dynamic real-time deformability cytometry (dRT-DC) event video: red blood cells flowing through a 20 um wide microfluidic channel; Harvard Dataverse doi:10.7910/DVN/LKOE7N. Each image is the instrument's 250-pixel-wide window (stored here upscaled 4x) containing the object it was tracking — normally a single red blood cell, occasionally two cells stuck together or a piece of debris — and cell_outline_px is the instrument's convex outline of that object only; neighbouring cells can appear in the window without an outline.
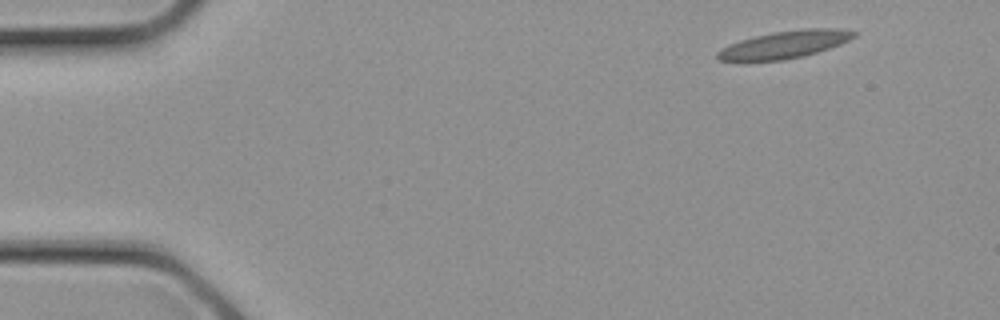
{"species": "common noctule bat (a hibernating species)", "species_latin": "Nyctalus noctula", "temperature_condition": "cold", "stored_images_in_passage": 7, "camera_frame_rate_fps": 3000, "um_per_image_px": 0.085, "animal": {"sex": "female", "body_mass_g": 21.9}, "frame": {"image": 1, "passage_image": 1, "time_ms": 0.0, "image_size_px": [1000, 320], "cell_outline_px": [[856, 36], [840, 44], [804, 56], [784, 60], [744, 64], [740, 64], [716, 60], [716, 52], [720, 48], [728, 44], [740, 40], [756, 36], [776, 32], [804, 28], [836, 28], [856, 32]], "centroid_in_image_um": [66.53, 3.85], "position_along_channel_um": 18.5, "area_um2": 22.6}}
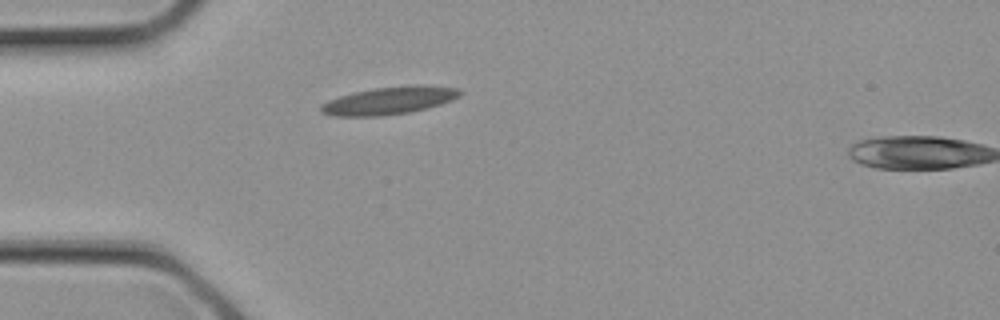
{"frame": {"image": 2, "passage_image": 6, "time_ms": 1.667, "image_size_px": [1000, 320], "cell_outline_px": [[464, 92], [460, 96], [452, 100], [428, 108], [408, 112], [384, 116], [332, 116], [320, 112], [320, 104], [328, 100], [352, 92], [376, 88], [412, 84], [420, 84], [460, 88]], "centroid_in_image_um": [33.1, 8.54], "position_along_channel_um": 51.9, "area_um2": 22.72}}